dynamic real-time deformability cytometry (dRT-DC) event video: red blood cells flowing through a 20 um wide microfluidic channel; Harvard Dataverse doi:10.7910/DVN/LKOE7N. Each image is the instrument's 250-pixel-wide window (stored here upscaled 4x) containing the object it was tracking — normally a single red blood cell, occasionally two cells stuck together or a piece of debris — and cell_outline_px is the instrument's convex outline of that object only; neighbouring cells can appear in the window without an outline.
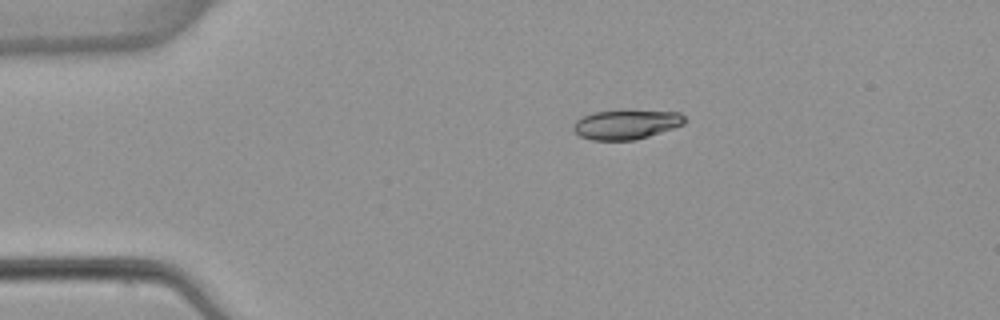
{"species": "common noctule bat (a hibernating species)", "species_latin": "Nyctalus noctula", "temperature_condition": "warm", "stored_images_in_passage": 5, "camera_frame_rate_fps": 3000, "um_per_image_px": 0.085, "animal": {"sex": "female", "body_mass_g": 22.7, "forearm_length_mm": 54.2}, "frame": {"image": 1, "passage_image": 5, "time_ms": 5.0, "image_size_px": [1000, 320], "cell_outline_px": [[684, 124], [648, 136], [632, 140], [592, 140], [580, 136], [572, 128], [576, 120], [584, 116], [596, 112], [680, 112], [684, 116]], "centroid_in_image_um": [53.19, 10.61], "position_along_channel_um": 31.8, "area_um2": 18.26}}